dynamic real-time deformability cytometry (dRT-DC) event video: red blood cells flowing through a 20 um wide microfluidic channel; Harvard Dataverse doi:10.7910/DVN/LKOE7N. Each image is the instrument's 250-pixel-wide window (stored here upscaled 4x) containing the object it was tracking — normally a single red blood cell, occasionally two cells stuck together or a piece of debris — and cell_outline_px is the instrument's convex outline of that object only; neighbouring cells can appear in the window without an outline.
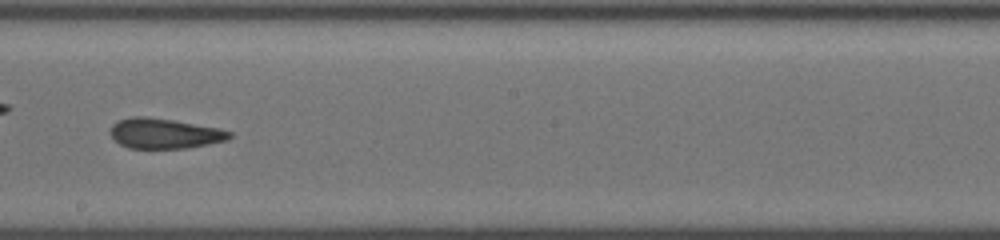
{"species": "common noctule bat (a hibernating species)", "species_latin": "Nyctalus noctula", "temperature_condition": "cold", "stored_images_in_passage": 38, "camera_frame_rate_fps": 3000, "um_per_image_px": 0.085, "animal": {"sex": "female", "body_mass_g": 19.5, "forearm_length_mm": 54.1}, "frame": {"image": 1, "passage_image": 17, "time_ms": 5.333, "image_size_px": [1000, 240], "cell_outline_px": [[232, 136], [228, 140], [188, 148], [128, 148], [120, 144], [108, 132], [112, 124], [116, 120], [132, 116], [148, 116], [220, 128], [232, 132]], "centroid_in_image_um": [13.96, 11.33], "position_along_channel_um": 234.2, "area_um2": 21.15}}
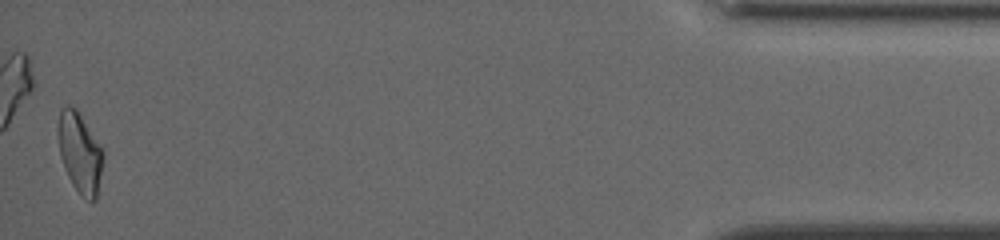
{"frame": {"image": 2, "passage_image": 38, "time_ms": 12.333, "image_size_px": [1000, 240], "cell_outline_px": [[104, 156], [96, 200], [88, 200], [72, 184], [64, 168], [60, 156], [56, 128], [60, 108], [68, 104], [76, 108], [104, 152]], "centroid_in_image_um": [6.75, 12.92], "position_along_channel_um": 428.4, "area_um2": 21.04}, "authors_computed_cell_mechanics": {"area_um2": 21.0103, "velocity_mm_per_s": 3.8223, "shape_relaxation_time_tau1_ms": null, "shape_relaxation_time_tau2_ms": 3.8022, "deformation_change_tau1": null, "deformation_change_tau2": 0.1103}}